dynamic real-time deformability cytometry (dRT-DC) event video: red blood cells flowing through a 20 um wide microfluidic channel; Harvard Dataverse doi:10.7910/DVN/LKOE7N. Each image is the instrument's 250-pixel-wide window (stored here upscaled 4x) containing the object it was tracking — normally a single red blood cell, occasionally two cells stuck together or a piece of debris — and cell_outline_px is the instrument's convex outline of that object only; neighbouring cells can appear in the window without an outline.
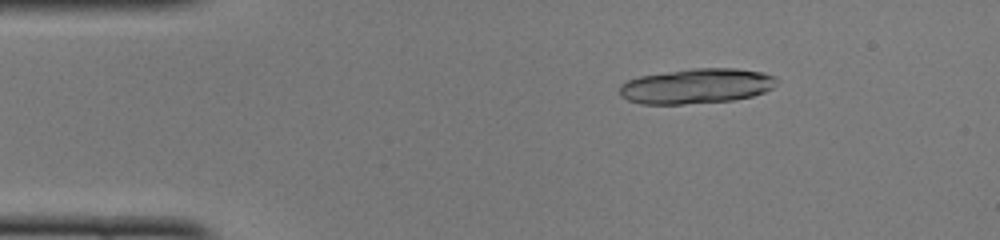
{"species": "common noctule bat (a hibernating species)", "species_latin": "Nyctalus noctula", "temperature_condition": "cold", "stored_images_in_passage": 14, "camera_frame_rate_fps": 3000, "um_per_image_px": 0.085, "animal": {"sex": "female", "body_mass_g": 22.0, "forearm_length_mm": 56.7}, "frame": {"image": 1, "passage_image": 3, "time_ms": 0.667, "image_size_px": [1000, 240], "cell_outline_px": [[780, 80], [772, 88], [764, 92], [752, 96], [732, 100], [684, 104], [640, 104], [628, 100], [620, 96], [620, 84], [628, 80], [640, 76], [692, 68], [736, 68], [764, 72], [776, 76]], "centroid_in_image_um": [59.23, 7.31], "position_along_channel_um": 25.8, "area_um2": 32.31}}